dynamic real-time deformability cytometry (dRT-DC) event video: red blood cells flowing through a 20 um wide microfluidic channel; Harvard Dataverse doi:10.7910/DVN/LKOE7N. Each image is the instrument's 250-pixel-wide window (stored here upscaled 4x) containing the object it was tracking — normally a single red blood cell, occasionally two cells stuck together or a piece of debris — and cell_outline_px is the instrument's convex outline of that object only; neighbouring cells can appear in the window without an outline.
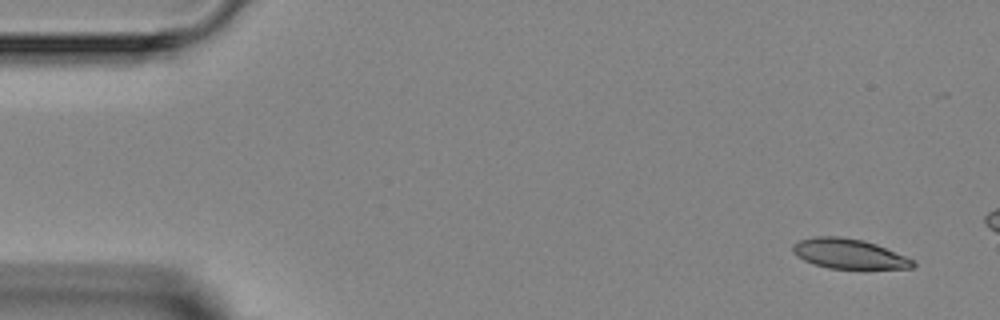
{"species": "Egyptian fruit bat (a non-hibernating species)", "species_latin": "Rousettus aegyptiacus", "temperature_condition": "room temperature", "stored_images_in_passage": 2, "camera_frame_rate_fps": 3000, "um_per_image_px": 0.085, "animal": {"sex": "female"}, "frame": {"image": 1, "passage_image": 2, "time_ms": 1.0, "image_size_px": [1000, 320], "cell_outline_px": [[916, 264], [912, 268], [828, 268], [812, 264], [796, 256], [792, 252], [792, 244], [800, 240], [812, 236], [840, 236], [864, 240], [876, 244], [916, 260]], "centroid_in_image_um": [72.13, 21.56], "position_along_channel_um": 12.9, "area_um2": 21.04}}